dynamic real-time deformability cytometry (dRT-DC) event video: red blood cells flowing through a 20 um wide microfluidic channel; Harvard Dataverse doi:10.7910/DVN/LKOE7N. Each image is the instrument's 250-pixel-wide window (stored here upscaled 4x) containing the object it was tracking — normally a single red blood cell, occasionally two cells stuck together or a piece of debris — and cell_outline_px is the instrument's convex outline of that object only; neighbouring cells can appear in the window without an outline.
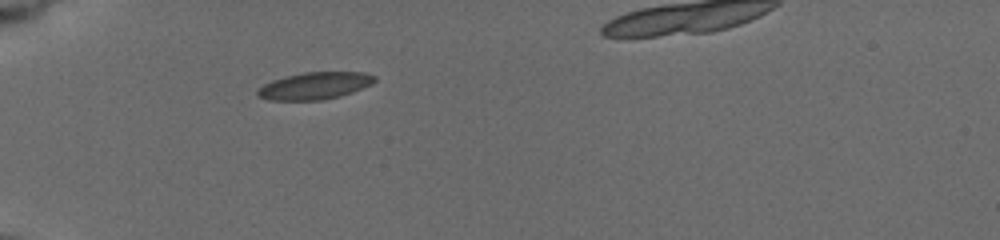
{"species": "common noctule bat (a hibernating species)", "species_latin": "Nyctalus noctula", "temperature_condition": "cold", "stored_images_in_passage": 11, "camera_frame_rate_fps": 3000, "um_per_image_px": 0.085, "animal": {"sex": "female", "body_mass_g": 19.5, "forearm_length_mm": 54.1}, "frame": {"image": 1, "passage_image": 1, "time_ms": 0.0, "image_size_px": [1000, 240], "cell_outline_px": [[376, 80], [372, 84], [352, 92], [340, 96], [324, 100], [268, 100], [260, 96], [256, 92], [264, 84], [272, 80], [304, 72], [360, 72], [376, 76]], "centroid_in_image_um": [26.78, 7.29], "position_along_channel_um": 58.2, "area_um2": 18.32}}
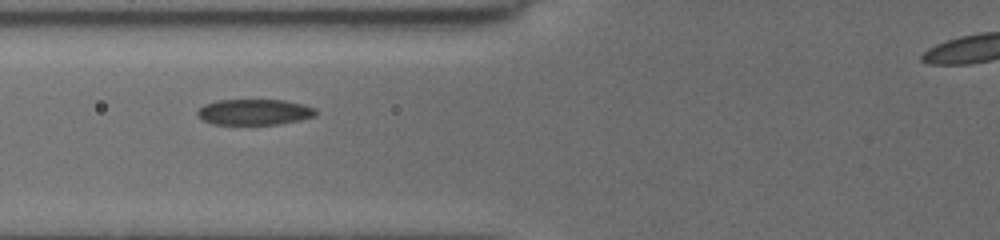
{"frame": {"image": 2, "passage_image": 8, "time_ms": 1.667, "image_size_px": [1000, 240], "cell_outline_px": [[316, 116], [300, 120], [280, 124], [212, 124], [204, 120], [196, 112], [204, 104], [220, 100], [284, 100], [304, 104], [316, 108]], "centroid_in_image_um": [21.67, 9.52], "position_along_channel_um": 104.1, "area_um2": 17.74}}
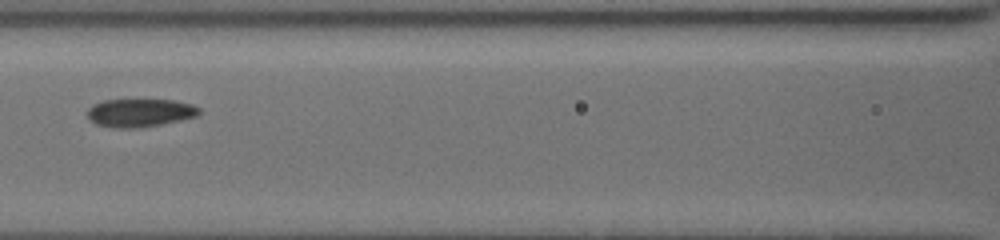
{"frame": {"image": 3, "passage_image": 10, "time_ms": 3.0, "image_size_px": [1000, 240], "cell_outline_px": [[200, 112], [196, 116], [160, 124], [132, 128], [116, 128], [96, 124], [88, 116], [88, 108], [104, 100], [172, 100], [192, 104], [200, 108]], "centroid_in_image_um": [11.9, 9.58], "position_along_channel_um": 154.7, "area_um2": 17.92}}